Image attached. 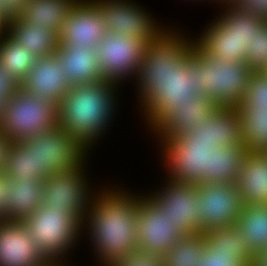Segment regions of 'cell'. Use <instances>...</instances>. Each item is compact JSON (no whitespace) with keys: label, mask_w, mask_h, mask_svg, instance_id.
I'll return each instance as SVG.
<instances>
[{"label":"cell","mask_w":267,"mask_h":266,"mask_svg":"<svg viewBox=\"0 0 267 266\" xmlns=\"http://www.w3.org/2000/svg\"><path fill=\"white\" fill-rule=\"evenodd\" d=\"M227 149L267 152V108H249L243 101L227 115Z\"/></svg>","instance_id":"cell-14"},{"label":"cell","mask_w":267,"mask_h":266,"mask_svg":"<svg viewBox=\"0 0 267 266\" xmlns=\"http://www.w3.org/2000/svg\"><path fill=\"white\" fill-rule=\"evenodd\" d=\"M200 30L201 34L196 33L193 37L210 54L228 62H245L247 48H242L240 43L231 34H226L213 19Z\"/></svg>","instance_id":"cell-25"},{"label":"cell","mask_w":267,"mask_h":266,"mask_svg":"<svg viewBox=\"0 0 267 266\" xmlns=\"http://www.w3.org/2000/svg\"><path fill=\"white\" fill-rule=\"evenodd\" d=\"M17 143L31 154L34 176L43 182L49 176L71 171L90 155L58 126Z\"/></svg>","instance_id":"cell-10"},{"label":"cell","mask_w":267,"mask_h":266,"mask_svg":"<svg viewBox=\"0 0 267 266\" xmlns=\"http://www.w3.org/2000/svg\"><path fill=\"white\" fill-rule=\"evenodd\" d=\"M204 236L217 249V253L234 254L248 266H252L253 255L247 249L236 226L212 229L205 232Z\"/></svg>","instance_id":"cell-28"},{"label":"cell","mask_w":267,"mask_h":266,"mask_svg":"<svg viewBox=\"0 0 267 266\" xmlns=\"http://www.w3.org/2000/svg\"><path fill=\"white\" fill-rule=\"evenodd\" d=\"M102 183L81 221V241L87 240L93 261H97L91 266H111L137 247L141 191L133 192L134 189L118 182Z\"/></svg>","instance_id":"cell-3"},{"label":"cell","mask_w":267,"mask_h":266,"mask_svg":"<svg viewBox=\"0 0 267 266\" xmlns=\"http://www.w3.org/2000/svg\"><path fill=\"white\" fill-rule=\"evenodd\" d=\"M231 5L267 22V0H233Z\"/></svg>","instance_id":"cell-35"},{"label":"cell","mask_w":267,"mask_h":266,"mask_svg":"<svg viewBox=\"0 0 267 266\" xmlns=\"http://www.w3.org/2000/svg\"><path fill=\"white\" fill-rule=\"evenodd\" d=\"M212 18L225 32L231 34L242 46L252 44L255 34L267 23L250 12H244L231 4H223Z\"/></svg>","instance_id":"cell-22"},{"label":"cell","mask_w":267,"mask_h":266,"mask_svg":"<svg viewBox=\"0 0 267 266\" xmlns=\"http://www.w3.org/2000/svg\"><path fill=\"white\" fill-rule=\"evenodd\" d=\"M95 50L102 80L122 88L132 82L136 109L141 112V105L165 72V59L143 39L114 32H106Z\"/></svg>","instance_id":"cell-5"},{"label":"cell","mask_w":267,"mask_h":266,"mask_svg":"<svg viewBox=\"0 0 267 266\" xmlns=\"http://www.w3.org/2000/svg\"><path fill=\"white\" fill-rule=\"evenodd\" d=\"M265 74H267V67L264 69V71H263Z\"/></svg>","instance_id":"cell-44"},{"label":"cell","mask_w":267,"mask_h":266,"mask_svg":"<svg viewBox=\"0 0 267 266\" xmlns=\"http://www.w3.org/2000/svg\"><path fill=\"white\" fill-rule=\"evenodd\" d=\"M106 32L100 7L93 0H80L63 22L60 45L95 48Z\"/></svg>","instance_id":"cell-16"},{"label":"cell","mask_w":267,"mask_h":266,"mask_svg":"<svg viewBox=\"0 0 267 266\" xmlns=\"http://www.w3.org/2000/svg\"><path fill=\"white\" fill-rule=\"evenodd\" d=\"M204 233L180 237L164 255V266H199L205 252Z\"/></svg>","instance_id":"cell-27"},{"label":"cell","mask_w":267,"mask_h":266,"mask_svg":"<svg viewBox=\"0 0 267 266\" xmlns=\"http://www.w3.org/2000/svg\"><path fill=\"white\" fill-rule=\"evenodd\" d=\"M193 34L179 27L168 49L165 72L189 93L212 98L228 115L244 100L253 71L246 62L210 54Z\"/></svg>","instance_id":"cell-2"},{"label":"cell","mask_w":267,"mask_h":266,"mask_svg":"<svg viewBox=\"0 0 267 266\" xmlns=\"http://www.w3.org/2000/svg\"><path fill=\"white\" fill-rule=\"evenodd\" d=\"M243 102L249 108H267V74L253 72Z\"/></svg>","instance_id":"cell-31"},{"label":"cell","mask_w":267,"mask_h":266,"mask_svg":"<svg viewBox=\"0 0 267 266\" xmlns=\"http://www.w3.org/2000/svg\"><path fill=\"white\" fill-rule=\"evenodd\" d=\"M89 155L79 166L68 172H60L49 176L43 182L42 205L62 211H71L80 221L88 213L90 201L94 193L101 187L90 175ZM90 159V160H89ZM89 167V169H88ZM90 175V176H89ZM93 177L91 179L90 177ZM92 180V181H91ZM94 184V185H93Z\"/></svg>","instance_id":"cell-12"},{"label":"cell","mask_w":267,"mask_h":266,"mask_svg":"<svg viewBox=\"0 0 267 266\" xmlns=\"http://www.w3.org/2000/svg\"><path fill=\"white\" fill-rule=\"evenodd\" d=\"M120 91L121 86L105 81L71 86L58 105V127L92 155L118 119Z\"/></svg>","instance_id":"cell-4"},{"label":"cell","mask_w":267,"mask_h":266,"mask_svg":"<svg viewBox=\"0 0 267 266\" xmlns=\"http://www.w3.org/2000/svg\"><path fill=\"white\" fill-rule=\"evenodd\" d=\"M215 160L235 181L244 204H267V152L222 147Z\"/></svg>","instance_id":"cell-13"},{"label":"cell","mask_w":267,"mask_h":266,"mask_svg":"<svg viewBox=\"0 0 267 266\" xmlns=\"http://www.w3.org/2000/svg\"><path fill=\"white\" fill-rule=\"evenodd\" d=\"M9 177L3 172L0 173V220H6V214L9 210L8 191Z\"/></svg>","instance_id":"cell-37"},{"label":"cell","mask_w":267,"mask_h":266,"mask_svg":"<svg viewBox=\"0 0 267 266\" xmlns=\"http://www.w3.org/2000/svg\"><path fill=\"white\" fill-rule=\"evenodd\" d=\"M159 163V170L164 173L160 177H163L164 181L159 180L160 185L156 189L153 187L154 190L147 188V191H143L184 235L199 234L200 227L195 213L199 211L201 195L197 191L196 160Z\"/></svg>","instance_id":"cell-6"},{"label":"cell","mask_w":267,"mask_h":266,"mask_svg":"<svg viewBox=\"0 0 267 266\" xmlns=\"http://www.w3.org/2000/svg\"><path fill=\"white\" fill-rule=\"evenodd\" d=\"M0 22L5 26L7 27V24L0 18Z\"/></svg>","instance_id":"cell-43"},{"label":"cell","mask_w":267,"mask_h":266,"mask_svg":"<svg viewBox=\"0 0 267 266\" xmlns=\"http://www.w3.org/2000/svg\"><path fill=\"white\" fill-rule=\"evenodd\" d=\"M0 266H52L31 238L24 221L0 220Z\"/></svg>","instance_id":"cell-17"},{"label":"cell","mask_w":267,"mask_h":266,"mask_svg":"<svg viewBox=\"0 0 267 266\" xmlns=\"http://www.w3.org/2000/svg\"><path fill=\"white\" fill-rule=\"evenodd\" d=\"M93 1L101 9L107 32L119 33L130 39H143L166 59L179 25L162 23L152 10L149 12L146 5L144 7L135 0Z\"/></svg>","instance_id":"cell-8"},{"label":"cell","mask_w":267,"mask_h":266,"mask_svg":"<svg viewBox=\"0 0 267 266\" xmlns=\"http://www.w3.org/2000/svg\"><path fill=\"white\" fill-rule=\"evenodd\" d=\"M235 226L252 255L267 248V204H244Z\"/></svg>","instance_id":"cell-24"},{"label":"cell","mask_w":267,"mask_h":266,"mask_svg":"<svg viewBox=\"0 0 267 266\" xmlns=\"http://www.w3.org/2000/svg\"><path fill=\"white\" fill-rule=\"evenodd\" d=\"M80 0H29L20 17L33 25L50 28L59 35L63 22Z\"/></svg>","instance_id":"cell-23"},{"label":"cell","mask_w":267,"mask_h":266,"mask_svg":"<svg viewBox=\"0 0 267 266\" xmlns=\"http://www.w3.org/2000/svg\"><path fill=\"white\" fill-rule=\"evenodd\" d=\"M197 191L201 195L195 213L200 233L235 226L244 202L235 181L215 159L196 160Z\"/></svg>","instance_id":"cell-7"},{"label":"cell","mask_w":267,"mask_h":266,"mask_svg":"<svg viewBox=\"0 0 267 266\" xmlns=\"http://www.w3.org/2000/svg\"><path fill=\"white\" fill-rule=\"evenodd\" d=\"M6 191L9 200L6 220L25 221L42 206L43 181L35 176H31L29 181L22 179L21 182L9 178Z\"/></svg>","instance_id":"cell-21"},{"label":"cell","mask_w":267,"mask_h":266,"mask_svg":"<svg viewBox=\"0 0 267 266\" xmlns=\"http://www.w3.org/2000/svg\"><path fill=\"white\" fill-rule=\"evenodd\" d=\"M182 236L167 214L142 190L137 209V246L164 256Z\"/></svg>","instance_id":"cell-15"},{"label":"cell","mask_w":267,"mask_h":266,"mask_svg":"<svg viewBox=\"0 0 267 266\" xmlns=\"http://www.w3.org/2000/svg\"><path fill=\"white\" fill-rule=\"evenodd\" d=\"M58 126V106L19 89L6 102L0 130L12 143L37 136Z\"/></svg>","instance_id":"cell-11"},{"label":"cell","mask_w":267,"mask_h":266,"mask_svg":"<svg viewBox=\"0 0 267 266\" xmlns=\"http://www.w3.org/2000/svg\"><path fill=\"white\" fill-rule=\"evenodd\" d=\"M245 62L253 72L264 71L267 67V23L247 46Z\"/></svg>","instance_id":"cell-30"},{"label":"cell","mask_w":267,"mask_h":266,"mask_svg":"<svg viewBox=\"0 0 267 266\" xmlns=\"http://www.w3.org/2000/svg\"><path fill=\"white\" fill-rule=\"evenodd\" d=\"M11 146L12 142L8 136L0 130V173L3 172L5 168L8 152Z\"/></svg>","instance_id":"cell-38"},{"label":"cell","mask_w":267,"mask_h":266,"mask_svg":"<svg viewBox=\"0 0 267 266\" xmlns=\"http://www.w3.org/2000/svg\"><path fill=\"white\" fill-rule=\"evenodd\" d=\"M205 252L199 266H248L239 256L217 253V249L205 238Z\"/></svg>","instance_id":"cell-33"},{"label":"cell","mask_w":267,"mask_h":266,"mask_svg":"<svg viewBox=\"0 0 267 266\" xmlns=\"http://www.w3.org/2000/svg\"><path fill=\"white\" fill-rule=\"evenodd\" d=\"M6 30L37 58L55 54L60 47V35L57 32L25 22L20 16L10 20Z\"/></svg>","instance_id":"cell-20"},{"label":"cell","mask_w":267,"mask_h":266,"mask_svg":"<svg viewBox=\"0 0 267 266\" xmlns=\"http://www.w3.org/2000/svg\"><path fill=\"white\" fill-rule=\"evenodd\" d=\"M138 115L158 146V161L215 159L227 137V114L212 98L189 93L166 72Z\"/></svg>","instance_id":"cell-1"},{"label":"cell","mask_w":267,"mask_h":266,"mask_svg":"<svg viewBox=\"0 0 267 266\" xmlns=\"http://www.w3.org/2000/svg\"><path fill=\"white\" fill-rule=\"evenodd\" d=\"M6 27L0 22V40L2 38V35L5 33Z\"/></svg>","instance_id":"cell-42"},{"label":"cell","mask_w":267,"mask_h":266,"mask_svg":"<svg viewBox=\"0 0 267 266\" xmlns=\"http://www.w3.org/2000/svg\"><path fill=\"white\" fill-rule=\"evenodd\" d=\"M252 266H267V248H264L253 255Z\"/></svg>","instance_id":"cell-39"},{"label":"cell","mask_w":267,"mask_h":266,"mask_svg":"<svg viewBox=\"0 0 267 266\" xmlns=\"http://www.w3.org/2000/svg\"><path fill=\"white\" fill-rule=\"evenodd\" d=\"M188 1H193L194 3H195V2H198V4H199V2H200V4H201V3H204V4H205V1H206V2H209V4L212 3V5H214L213 7L216 6L211 0H185L184 2L187 3ZM203 1H204V2H203Z\"/></svg>","instance_id":"cell-41"},{"label":"cell","mask_w":267,"mask_h":266,"mask_svg":"<svg viewBox=\"0 0 267 266\" xmlns=\"http://www.w3.org/2000/svg\"><path fill=\"white\" fill-rule=\"evenodd\" d=\"M216 7L223 4H231L233 0H211Z\"/></svg>","instance_id":"cell-40"},{"label":"cell","mask_w":267,"mask_h":266,"mask_svg":"<svg viewBox=\"0 0 267 266\" xmlns=\"http://www.w3.org/2000/svg\"><path fill=\"white\" fill-rule=\"evenodd\" d=\"M71 85L68 83L57 53L37 58L30 72L20 82V89L38 98H45L57 106Z\"/></svg>","instance_id":"cell-18"},{"label":"cell","mask_w":267,"mask_h":266,"mask_svg":"<svg viewBox=\"0 0 267 266\" xmlns=\"http://www.w3.org/2000/svg\"><path fill=\"white\" fill-rule=\"evenodd\" d=\"M29 0H0V18L8 24L12 19L18 18Z\"/></svg>","instance_id":"cell-36"},{"label":"cell","mask_w":267,"mask_h":266,"mask_svg":"<svg viewBox=\"0 0 267 266\" xmlns=\"http://www.w3.org/2000/svg\"><path fill=\"white\" fill-rule=\"evenodd\" d=\"M111 266H164V256L137 246Z\"/></svg>","instance_id":"cell-32"},{"label":"cell","mask_w":267,"mask_h":266,"mask_svg":"<svg viewBox=\"0 0 267 266\" xmlns=\"http://www.w3.org/2000/svg\"><path fill=\"white\" fill-rule=\"evenodd\" d=\"M3 173L16 182L29 181L34 176L31 154H27L18 143H12Z\"/></svg>","instance_id":"cell-29"},{"label":"cell","mask_w":267,"mask_h":266,"mask_svg":"<svg viewBox=\"0 0 267 266\" xmlns=\"http://www.w3.org/2000/svg\"><path fill=\"white\" fill-rule=\"evenodd\" d=\"M20 89V84L0 64V120L6 102Z\"/></svg>","instance_id":"cell-34"},{"label":"cell","mask_w":267,"mask_h":266,"mask_svg":"<svg viewBox=\"0 0 267 266\" xmlns=\"http://www.w3.org/2000/svg\"><path fill=\"white\" fill-rule=\"evenodd\" d=\"M37 57L27 51L7 30L0 40V64L20 84L36 63Z\"/></svg>","instance_id":"cell-26"},{"label":"cell","mask_w":267,"mask_h":266,"mask_svg":"<svg viewBox=\"0 0 267 266\" xmlns=\"http://www.w3.org/2000/svg\"><path fill=\"white\" fill-rule=\"evenodd\" d=\"M56 53L71 86L103 81L95 48H68L60 45Z\"/></svg>","instance_id":"cell-19"},{"label":"cell","mask_w":267,"mask_h":266,"mask_svg":"<svg viewBox=\"0 0 267 266\" xmlns=\"http://www.w3.org/2000/svg\"><path fill=\"white\" fill-rule=\"evenodd\" d=\"M24 224L41 254L52 266H77L72 256L82 244L81 221L71 211L42 205Z\"/></svg>","instance_id":"cell-9"}]
</instances>
